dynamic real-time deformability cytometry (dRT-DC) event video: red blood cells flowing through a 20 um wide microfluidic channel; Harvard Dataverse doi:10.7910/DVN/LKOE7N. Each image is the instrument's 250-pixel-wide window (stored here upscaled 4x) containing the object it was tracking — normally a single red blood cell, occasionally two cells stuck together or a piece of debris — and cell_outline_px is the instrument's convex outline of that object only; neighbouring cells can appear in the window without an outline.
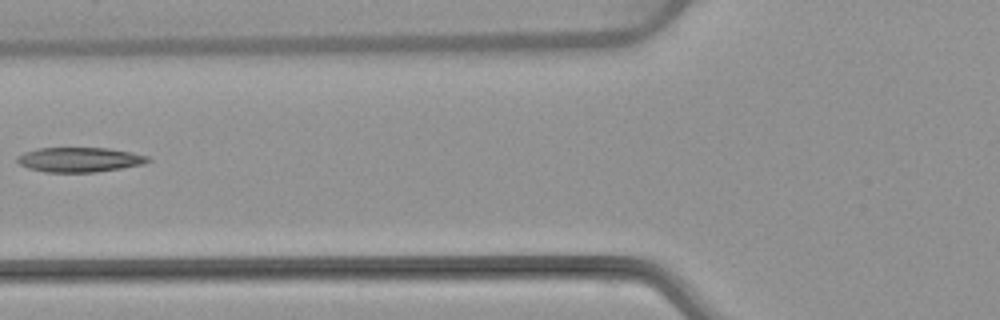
{"species": "common noctule bat (a hibernating species)", "species_latin": "Nyctalus noctula", "temperature_condition": "warm", "stored_images_in_passage": 6, "camera_frame_rate_fps": 3000, "um_per_image_px": 0.085, "animal": {"sex": "female", "body_mass_g": 22.7, "forearm_length_mm": 54.2}, "frame": {"image": 1, "passage_image": 6, "time_ms": 6.0, "image_size_px": [1000, 320], "cell_outline_px": [[152, 160], [144, 164], [96, 172], [44, 172], [28, 168], [20, 164], [16, 160], [16, 156], [24, 152], [36, 148], [108, 148], [132, 152], [148, 156]], "centroid_in_image_um": [6.75, 13.57], "position_along_channel_um": 119.1, "area_um2": 18.9}}